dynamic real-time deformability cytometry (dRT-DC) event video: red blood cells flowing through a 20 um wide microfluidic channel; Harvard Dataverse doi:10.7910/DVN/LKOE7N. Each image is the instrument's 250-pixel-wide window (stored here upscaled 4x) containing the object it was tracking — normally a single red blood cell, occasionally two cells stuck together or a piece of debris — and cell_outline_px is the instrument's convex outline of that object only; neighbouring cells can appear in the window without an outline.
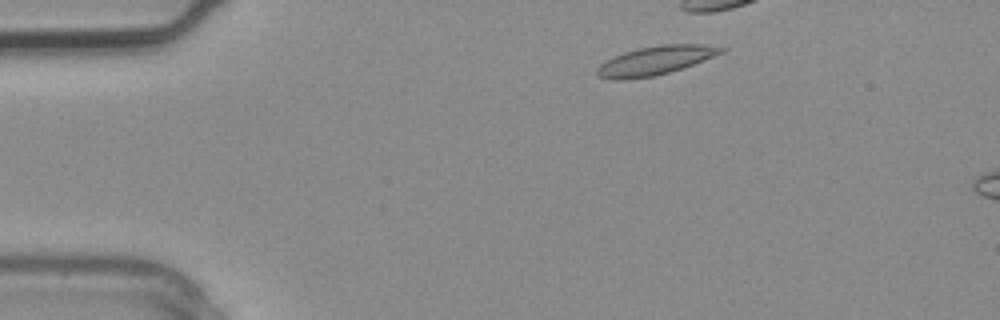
{"species": "common noctule bat (a hibernating species)", "species_latin": "Nyctalus noctula", "temperature_condition": "warm", "stored_images_in_passage": 3, "camera_frame_rate_fps": 3000, "um_per_image_px": 0.085, "animal": {"sex": "male", "body_mass_g": 20.4}, "frame": {"image": 1, "passage_image": 1, "time_ms": 0.0, "image_size_px": [1000, 320], "cell_outline_px": [[728, 48], [724, 52], [692, 64], [668, 72], [652, 76], [624, 80], [612, 80], [600, 76], [596, 72], [596, 68], [600, 64], [624, 52], [640, 48], [664, 44], [700, 44]], "centroid_in_image_um": [55.69, 5.14], "position_along_channel_um": 29.3, "area_um2": 20.35}}